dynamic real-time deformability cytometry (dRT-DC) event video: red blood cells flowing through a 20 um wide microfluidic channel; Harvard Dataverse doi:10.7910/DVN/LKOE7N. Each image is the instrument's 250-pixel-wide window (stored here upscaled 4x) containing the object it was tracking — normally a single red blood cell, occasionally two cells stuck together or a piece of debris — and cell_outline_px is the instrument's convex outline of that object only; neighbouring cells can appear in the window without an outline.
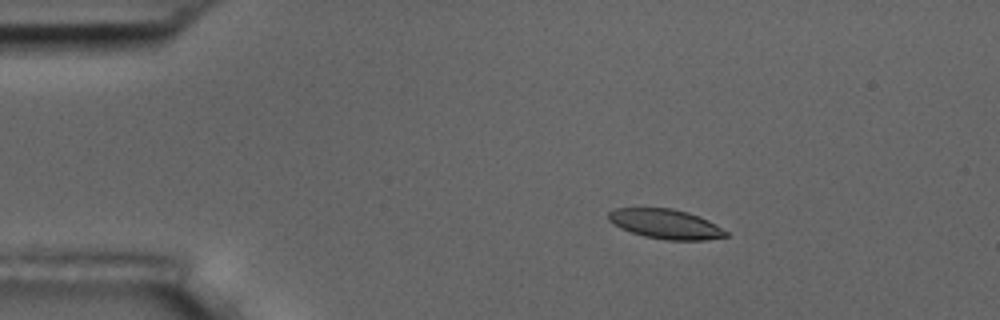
{"species": "common noctule bat (a hibernating species)", "species_latin": "Nyctalus noctula", "temperature_condition": "room temperature", "stored_images_in_passage": 5, "camera_frame_rate_fps": 3000, "um_per_image_px": 0.085, "animal": {"sex": "male", "body_mass_g": 17.5, "forearm_length_mm": 52.3}, "frame": {"image": 1, "passage_image": 3, "time_ms": 3.0, "image_size_px": [1000, 320], "cell_outline_px": [[728, 236], [704, 240], [664, 240], [644, 236], [620, 228], [608, 220], [608, 212], [616, 208], [672, 208], [688, 212], [708, 220], [728, 232]], "centroid_in_image_um": [56.57, 19.04], "position_along_channel_um": 28.4, "area_um2": 20.23}}